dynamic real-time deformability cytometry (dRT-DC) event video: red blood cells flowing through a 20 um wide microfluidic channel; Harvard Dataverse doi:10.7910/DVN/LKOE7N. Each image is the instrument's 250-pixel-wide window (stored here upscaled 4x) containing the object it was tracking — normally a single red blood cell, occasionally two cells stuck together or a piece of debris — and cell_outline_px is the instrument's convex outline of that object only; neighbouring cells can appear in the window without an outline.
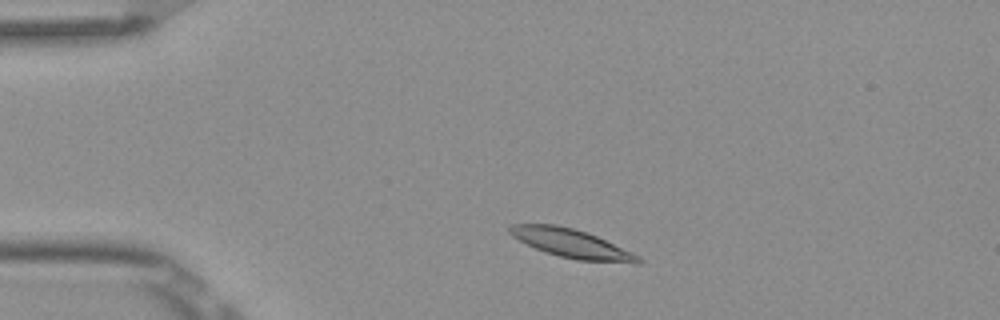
{"species": "Egyptian fruit bat (a non-hibernating species)", "species_latin": "Rousettus aegyptiacus", "temperature_condition": "room temperature", "stored_images_in_passage": 3, "camera_frame_rate_fps": 3000, "um_per_image_px": 0.085, "frame": {"image": 1, "passage_image": 2, "time_ms": 0.333, "image_size_px": [1000, 320], "cell_outline_px": [[644, 260], [640, 264], [636, 264], [576, 260], [544, 252], [512, 236], [508, 232], [508, 228], [512, 224], [556, 224], [572, 228], [596, 236], [632, 252], [640, 256]], "centroid_in_image_um": [48.62, 20.71], "position_along_channel_um": 36.4, "area_um2": 21.44}}